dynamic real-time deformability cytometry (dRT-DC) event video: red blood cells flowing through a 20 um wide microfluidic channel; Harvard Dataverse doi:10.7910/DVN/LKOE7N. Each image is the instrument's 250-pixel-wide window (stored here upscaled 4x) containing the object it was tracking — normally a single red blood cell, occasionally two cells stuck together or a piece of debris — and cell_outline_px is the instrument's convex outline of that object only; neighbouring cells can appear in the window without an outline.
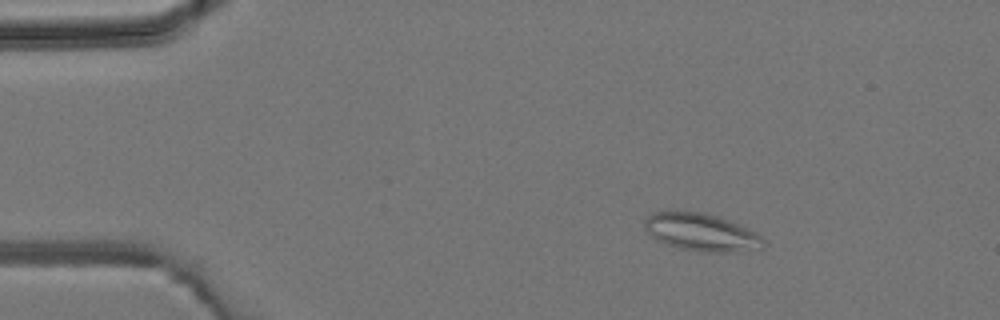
{"species": "common noctule bat (a hibernating species)", "species_latin": "Nyctalus noctula", "temperature_condition": "room temperature", "stored_images_in_passage": 3, "camera_frame_rate_fps": 3000, "um_per_image_px": 0.085, "animal": {"sex": "male", "body_mass_g": 19.2, "forearm_length_mm": 51.8}, "frame": {"image": 1, "passage_image": 2, "time_ms": 1.0, "image_size_px": [1000, 320], "cell_outline_px": [[764, 248], [740, 252], [704, 252], [680, 248], [668, 244], [652, 236], [644, 228], [644, 220], [652, 212], [704, 212], [720, 216], [756, 232], [764, 240]], "centroid_in_image_um": [59.66, 19.75], "position_along_channel_um": 25.3, "area_um2": 25.95}}